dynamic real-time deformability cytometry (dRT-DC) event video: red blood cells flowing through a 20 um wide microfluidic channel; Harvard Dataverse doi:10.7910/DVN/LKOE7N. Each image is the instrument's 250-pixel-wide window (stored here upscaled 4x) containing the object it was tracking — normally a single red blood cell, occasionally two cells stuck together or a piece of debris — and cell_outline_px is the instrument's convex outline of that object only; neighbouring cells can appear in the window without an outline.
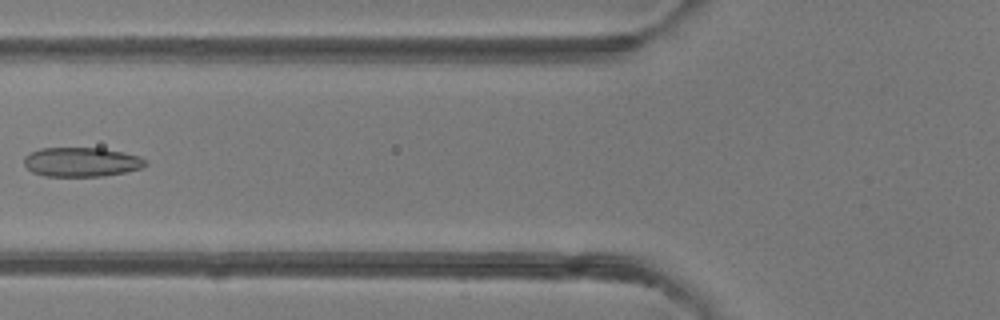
{"species": "common noctule bat (a hibernating species)", "species_latin": "Nyctalus noctula", "temperature_condition": "room temperature", "stored_images_in_passage": 7, "camera_frame_rate_fps": 3000, "um_per_image_px": 0.085, "animal": {"sex": "female"}, "frame": {"image": 1, "passage_image": 6, "time_ms": 5.667, "image_size_px": [1000, 320], "cell_outline_px": [[148, 164], [144, 168], [104, 176], [44, 176], [32, 172], [24, 164], [24, 156], [40, 148], [100, 148], [124, 152], [140, 156], [148, 160]], "centroid_in_image_um": [6.97, 13.77], "position_along_channel_um": 118.8, "area_um2": 20.92}}
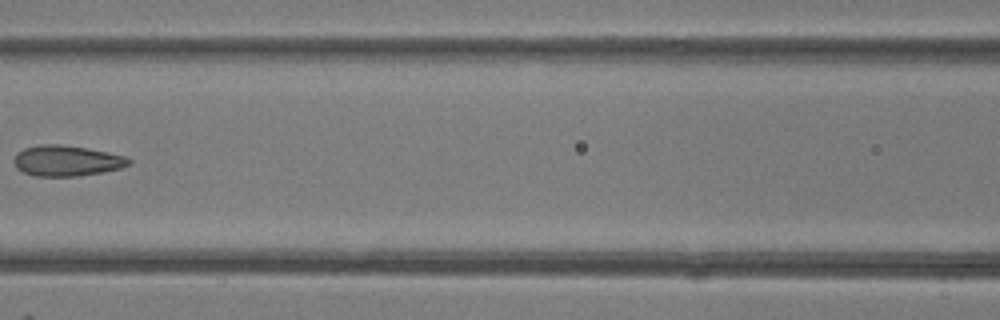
{"frame": {"image": 2, "passage_image": 7, "time_ms": 6.667, "image_size_px": [1000, 320], "cell_outline_px": [[132, 164], [120, 168], [100, 172], [76, 176], [36, 176], [24, 172], [16, 168], [12, 160], [16, 152], [24, 148], [40, 144], [60, 144], [88, 148], [108, 152], [124, 156], [132, 160]], "centroid_in_image_um": [5.64, 13.65], "position_along_channel_um": 161.0, "area_um2": 20.63}}